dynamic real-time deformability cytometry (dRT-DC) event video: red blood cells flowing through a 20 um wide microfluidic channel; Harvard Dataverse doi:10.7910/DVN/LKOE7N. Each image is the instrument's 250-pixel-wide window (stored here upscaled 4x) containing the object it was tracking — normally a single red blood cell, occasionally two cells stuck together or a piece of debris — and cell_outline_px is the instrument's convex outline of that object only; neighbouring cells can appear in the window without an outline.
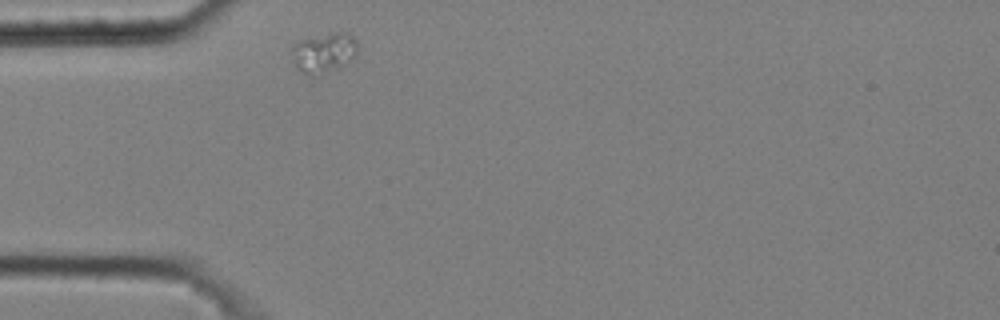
{"species": "common noctule bat (a hibernating species)", "species_latin": "Nyctalus noctula", "temperature_condition": "cold", "stored_images_in_passage": 31, "camera_frame_rate_fps": 3000, "um_per_image_px": 0.085, "animal": {"sex": "male", "body_mass_g": 20.4}, "frame": {"image": 1, "passage_image": 1, "time_ms": 0.0, "image_size_px": [1000, 320], "cell_outline_px": [[356, 56], [348, 64], [312, 76], [308, 76], [300, 72], [292, 64], [288, 52], [292, 44], [300, 40], [336, 32], [344, 32], [352, 36], [356, 40]], "centroid_in_image_um": [27.44, 4.5], "position_along_channel_um": 57.6, "area_um2": 15.66}}
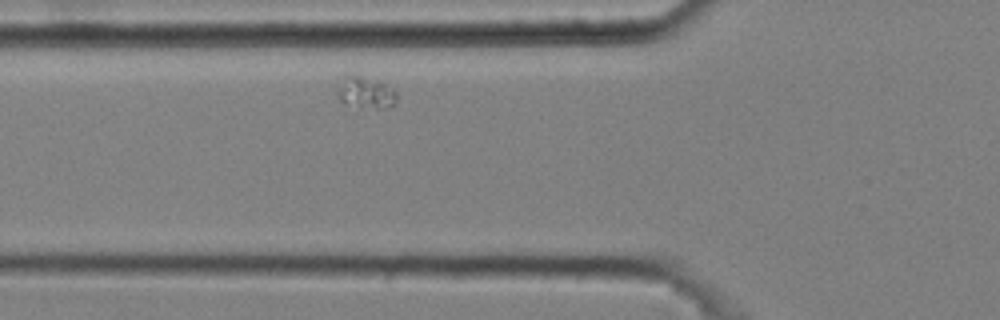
{"frame": {"image": 2, "passage_image": 5, "time_ms": 1.333, "image_size_px": [1000, 320], "cell_outline_px": [[396, 100], [388, 108], [376, 108], [344, 104], [336, 96], [336, 92], [344, 76], [352, 72], [384, 84], [396, 92]], "centroid_in_image_um": [31.02, 7.85], "position_along_channel_um": 94.8, "area_um2": 10.87}}